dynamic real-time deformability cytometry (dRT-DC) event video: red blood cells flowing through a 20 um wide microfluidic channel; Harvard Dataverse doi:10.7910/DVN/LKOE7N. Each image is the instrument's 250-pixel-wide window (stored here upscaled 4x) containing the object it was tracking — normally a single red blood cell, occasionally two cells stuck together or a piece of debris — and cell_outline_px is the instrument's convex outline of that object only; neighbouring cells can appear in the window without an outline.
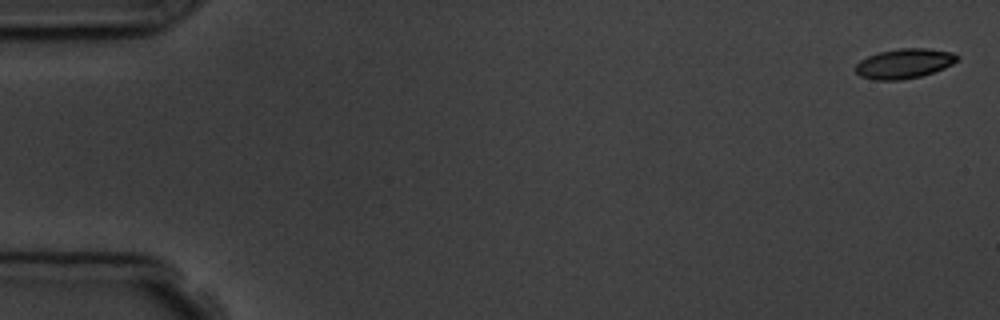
{"species": "common noctule bat (a hibernating species)", "species_latin": "Nyctalus noctula", "temperature_condition": "room temperature", "stored_images_in_passage": 5, "camera_frame_rate_fps": 3000, "um_per_image_px": 0.085, "animal": {"sex": "male", "body_mass_g": 19.5, "forearm_length_mm": 54.6}, "frame": {"image": 1, "passage_image": 1, "time_ms": 0.0, "image_size_px": [1000, 320], "cell_outline_px": [[960, 56], [952, 64], [944, 68], [920, 76], [900, 80], [876, 80], [860, 76], [856, 72], [856, 64], [860, 60], [868, 56], [880, 52], [900, 48], [924, 48], [952, 52]], "centroid_in_image_um": [76.85, 5.4], "position_along_channel_um": 8.2, "area_um2": 17.46}}
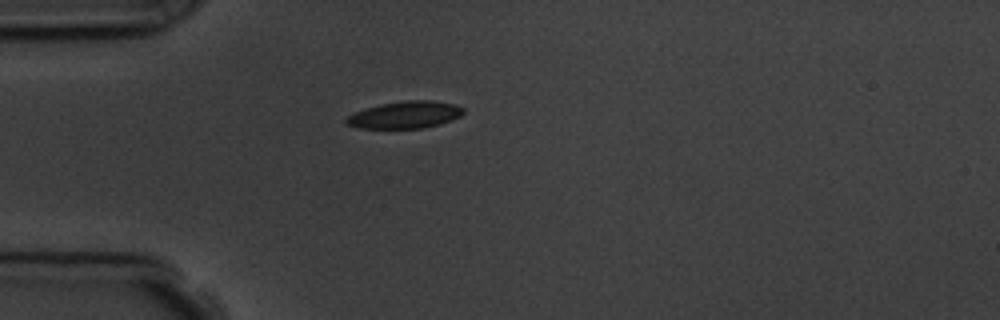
{"frame": {"image": 2, "passage_image": 5, "time_ms": 4.667, "image_size_px": [1000, 320], "cell_outline_px": [[464, 112], [460, 116], [452, 120], [440, 124], [424, 128], [356, 128], [348, 124], [344, 120], [348, 116], [356, 112], [380, 104], [408, 100], [432, 100], [456, 104], [464, 108]], "centroid_in_image_um": [34.48, 9.76], "position_along_channel_um": 50.5, "area_um2": 18.44}}